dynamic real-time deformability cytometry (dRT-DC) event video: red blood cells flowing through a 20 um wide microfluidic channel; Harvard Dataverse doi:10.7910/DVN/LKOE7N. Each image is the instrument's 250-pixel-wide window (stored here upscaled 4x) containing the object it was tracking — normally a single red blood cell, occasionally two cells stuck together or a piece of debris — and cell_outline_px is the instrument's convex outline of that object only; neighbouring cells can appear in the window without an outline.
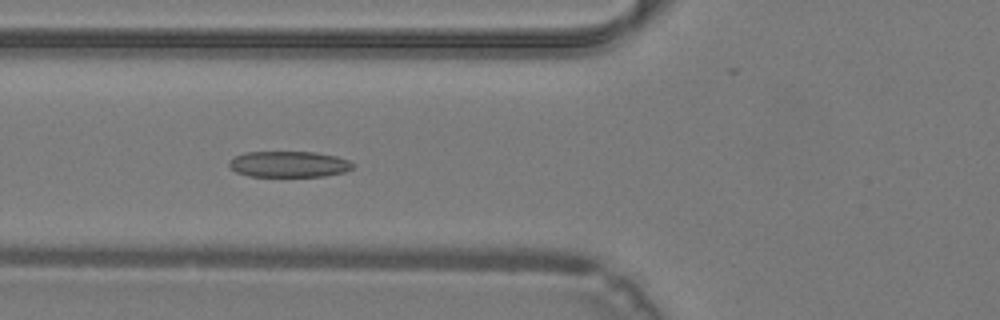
{"species": "common noctule bat (a hibernating species)", "species_latin": "Nyctalus noctula", "temperature_condition": "warm", "stored_images_in_passage": 13, "camera_frame_rate_fps": 3000, "um_per_image_px": 0.085, "animal": {"sex": "male", "body_mass_g": 19.2, "forearm_length_mm": 51.8}, "frame": {"image": 1, "passage_image": 8, "time_ms": 2.333, "image_size_px": [1000, 320], "cell_outline_px": [[352, 168], [344, 172], [324, 176], [248, 176], [236, 172], [228, 164], [228, 160], [244, 152], [316, 152], [336, 156], [348, 160], [352, 164]], "centroid_in_image_um": [24.52, 13.95], "position_along_channel_um": 101.3, "area_um2": 18.67}}
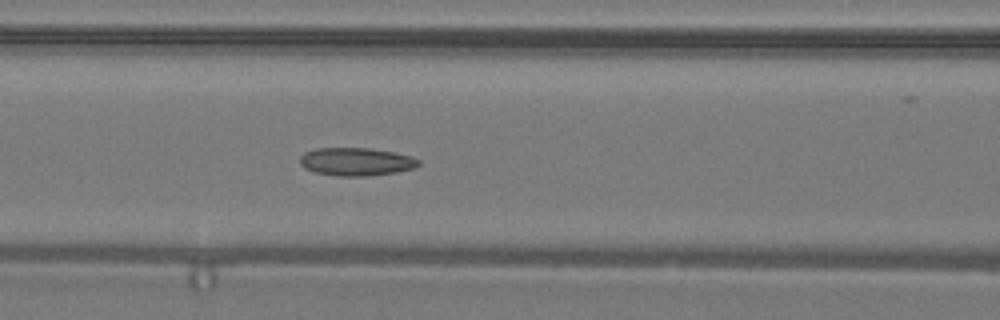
{"frame": {"image": 2, "passage_image": 10, "time_ms": 3.0, "image_size_px": [1000, 320], "cell_outline_px": [[420, 164], [412, 168], [396, 172], [368, 176], [336, 176], [316, 172], [304, 168], [300, 164], [300, 156], [304, 152], [316, 148], [368, 148], [396, 152], [412, 156], [420, 160]], "centroid_in_image_um": [30.27, 13.74], "position_along_channel_um": 136.3, "area_um2": 19.48}}